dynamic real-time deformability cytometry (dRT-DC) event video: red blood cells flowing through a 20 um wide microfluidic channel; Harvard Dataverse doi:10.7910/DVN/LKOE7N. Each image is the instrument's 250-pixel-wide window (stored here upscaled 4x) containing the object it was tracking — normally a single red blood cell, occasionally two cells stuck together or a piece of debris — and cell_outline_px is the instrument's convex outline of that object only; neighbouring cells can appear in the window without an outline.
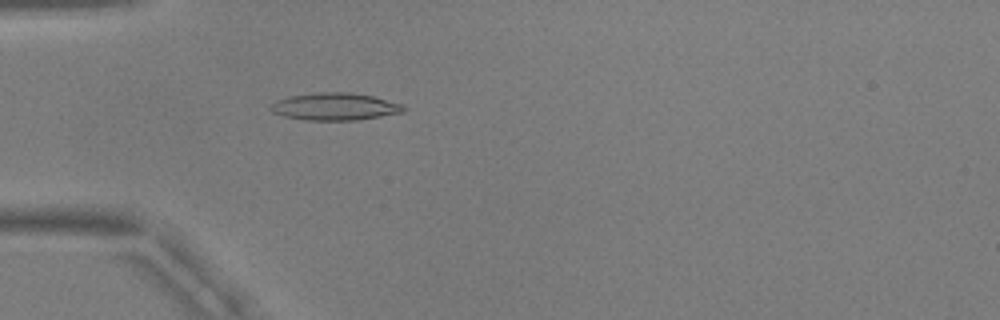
{"species": "common noctule bat (a hibernating species)", "species_latin": "Nyctalus noctula", "temperature_condition": "warm", "stored_images_in_passage": 54, "camera_frame_rate_fps": 3000, "um_per_image_px": 0.085, "animal": {"sex": "male", "body_mass_g": 17.9, "forearm_length_mm": 54.2}, "frame": {"image": 1, "passage_image": 17, "time_ms": 5.333, "image_size_px": [1000, 320], "cell_outline_px": [[408, 108], [404, 112], [360, 120], [304, 120], [284, 116], [272, 112], [268, 108], [276, 100], [288, 96], [316, 92], [348, 92], [372, 96], [404, 104]], "centroid_in_image_um": [28.48, 9.06], "position_along_channel_um": 56.5, "area_um2": 21.44}}
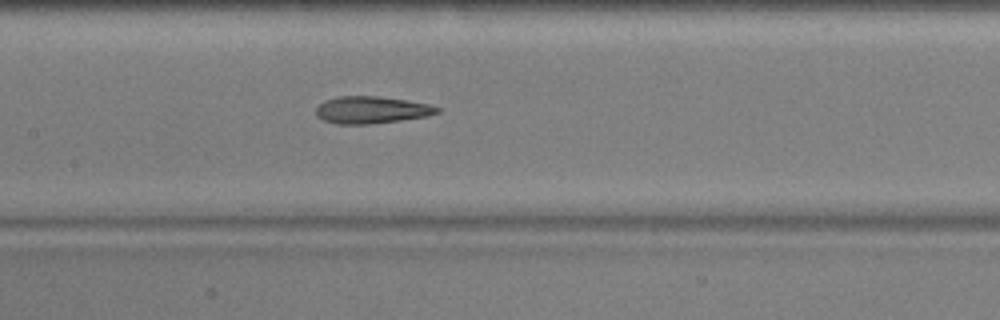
{"frame": {"image": 2, "passage_image": 27, "time_ms": 8.667, "image_size_px": [1000, 320], "cell_outline_px": [[440, 112], [428, 116], [372, 124], [336, 124], [324, 120], [316, 116], [316, 108], [324, 100], [336, 96], [380, 96], [428, 104], [440, 108]], "centroid_in_image_um": [31.55, 9.34], "position_along_channel_um": 175.8, "area_um2": 19.19}}
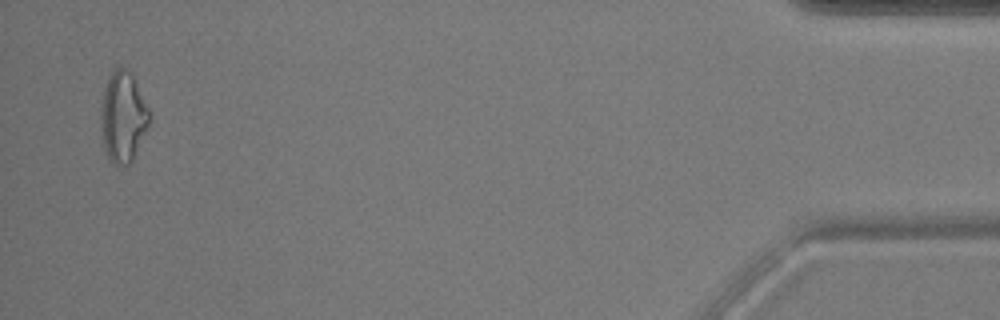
{"frame": {"image": 3, "passage_image": 53, "time_ms": 17.333, "image_size_px": [1000, 320], "cell_outline_px": [[148, 124], [132, 160], [128, 164], [116, 168], [108, 160], [104, 148], [100, 124], [100, 108], [104, 88], [108, 76], [116, 68], [124, 68], [132, 72], [148, 108]], "centroid_in_image_um": [10.4, 9.95], "position_along_channel_um": 424.8, "area_um2": 25.61}, "authors_computed_cell_mechanics": {"area_um2": 20.1433, "velocity_mm_per_s": 3.7701, "shape_relaxation_time_tau1_ms": 8.2419, "shape_relaxation_time_tau2_ms": 2.2738, "deformation_change_tau1": 0.2343, "deformation_change_tau2": 0.1264}}